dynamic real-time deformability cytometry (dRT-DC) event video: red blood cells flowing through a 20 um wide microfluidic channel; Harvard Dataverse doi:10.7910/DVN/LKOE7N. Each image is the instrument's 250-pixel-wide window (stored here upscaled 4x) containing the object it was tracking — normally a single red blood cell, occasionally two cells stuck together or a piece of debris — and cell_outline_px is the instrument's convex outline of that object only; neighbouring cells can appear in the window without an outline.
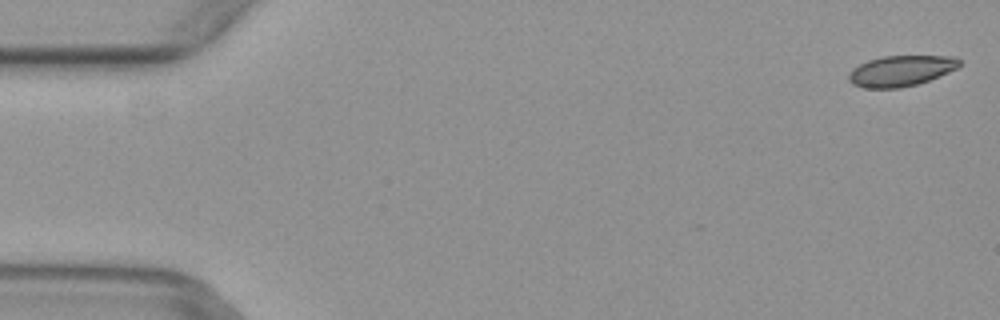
{"species": "common noctule bat (a hibernating species)", "species_latin": "Nyctalus noctula", "temperature_condition": "warm", "stored_images_in_passage": 6, "camera_frame_rate_fps": 3000, "um_per_image_px": 0.085, "animal": {"sex": "female", "body_mass_g": 29.2, "forearm_length_mm": 56.3}, "frame": {"image": 1, "passage_image": 1, "time_ms": 0.0, "image_size_px": [1000, 320], "cell_outline_px": [[960, 64], [956, 68], [940, 76], [916, 84], [900, 88], [864, 88], [852, 84], [848, 80], [848, 72], [852, 68], [868, 60], [880, 56], [956, 56], [960, 60]], "centroid_in_image_um": [76.54, 6.02], "position_along_channel_um": 8.5, "area_um2": 19.88}}
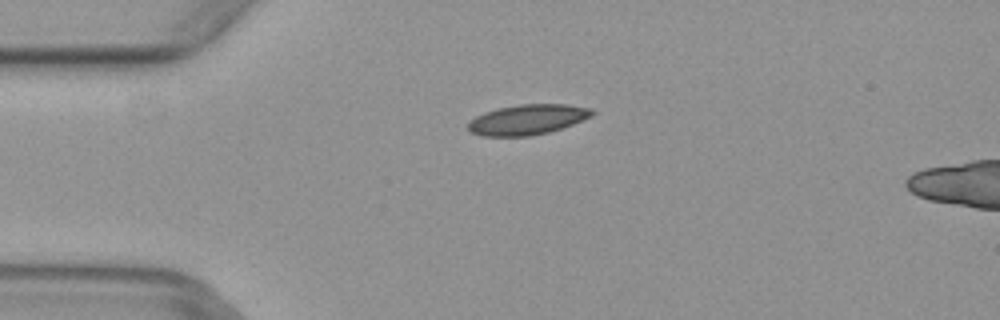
{"frame": {"image": 2, "passage_image": 4, "time_ms": 1.0, "image_size_px": [1000, 320], "cell_outline_px": [[596, 112], [592, 116], [572, 124], [548, 132], [532, 136], [480, 136], [472, 132], [468, 128], [468, 120], [484, 112], [496, 108], [520, 104], [564, 104], [592, 108]], "centroid_in_image_um": [44.82, 10.16], "position_along_channel_um": 40.2, "area_um2": 21.91}}